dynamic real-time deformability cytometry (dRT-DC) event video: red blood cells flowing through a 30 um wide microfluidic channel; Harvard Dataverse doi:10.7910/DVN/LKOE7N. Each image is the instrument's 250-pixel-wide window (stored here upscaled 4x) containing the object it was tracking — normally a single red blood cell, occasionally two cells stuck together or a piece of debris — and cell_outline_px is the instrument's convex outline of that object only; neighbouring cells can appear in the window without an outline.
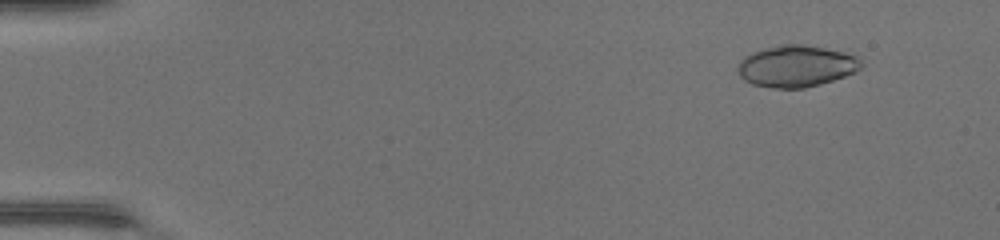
{"species": "common noctule bat (a hibernating species)", "species_latin": "Nyctalus noctula", "temperature_condition": "warm", "stored_images_in_passage": 48, "camera_frame_rate_fps": 3000, "um_per_image_px": 0.085, "animal": {"sex": "female", "body_mass_g": 17.0, "forearm_length_mm": 48.0}, "frame": {"image": 1, "passage_image": 5, "time_ms": 1.333, "image_size_px": [1000, 240], "cell_outline_px": [[864, 64], [856, 72], [820, 84], [804, 88], [772, 88], [752, 84], [744, 80], [736, 72], [736, 68], [740, 60], [744, 56], [752, 52], [780, 44], [804, 44], [844, 52], [860, 56]], "centroid_in_image_um": [67.68, 5.62], "position_along_channel_um": 17.3, "area_um2": 30.23}}
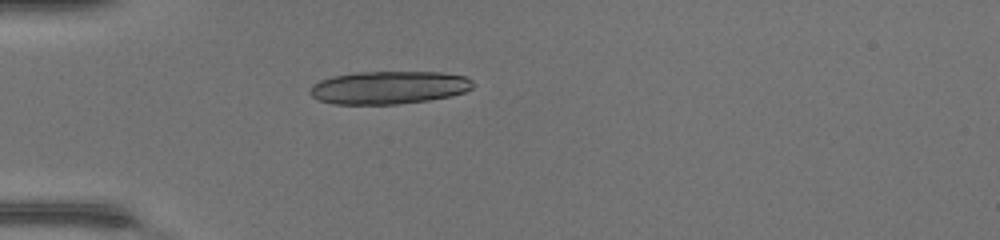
{"frame": {"image": 2, "passage_image": 15, "time_ms": 4.667, "image_size_px": [1000, 240], "cell_outline_px": [[476, 84], [472, 88], [464, 92], [452, 96], [428, 100], [396, 104], [332, 104], [316, 100], [308, 92], [312, 84], [320, 80], [332, 76], [356, 72], [440, 72], [468, 76]], "centroid_in_image_um": [33.05, 7.44], "position_along_channel_um": 52.0, "area_um2": 31.67}}